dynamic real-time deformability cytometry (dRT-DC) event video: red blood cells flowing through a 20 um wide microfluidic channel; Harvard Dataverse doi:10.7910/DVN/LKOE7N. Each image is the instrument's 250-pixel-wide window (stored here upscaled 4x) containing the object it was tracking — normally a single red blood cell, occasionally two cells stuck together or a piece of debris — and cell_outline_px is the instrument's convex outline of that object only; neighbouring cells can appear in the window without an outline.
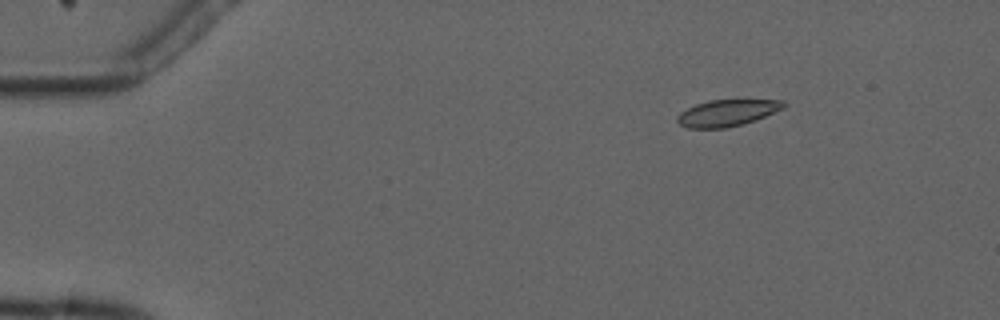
{"species": "common noctule bat (a hibernating species)", "species_latin": "Nyctalus noctula", "temperature_condition": "cold", "stored_images_in_passage": 9, "camera_frame_rate_fps": 3000, "um_per_image_px": 0.085, "animal": {"sex": "male", "forearm_length_mm": 52.5}, "frame": {"image": 1, "passage_image": 3, "time_ms": 2.333, "image_size_px": [1000, 320], "cell_outline_px": [[788, 104], [784, 108], [756, 120], [724, 128], [688, 128], [680, 124], [676, 120], [676, 116], [680, 112], [696, 104], [708, 100], [784, 100]], "centroid_in_image_um": [61.81, 9.59], "position_along_channel_um": 23.2, "area_um2": 16.42}}
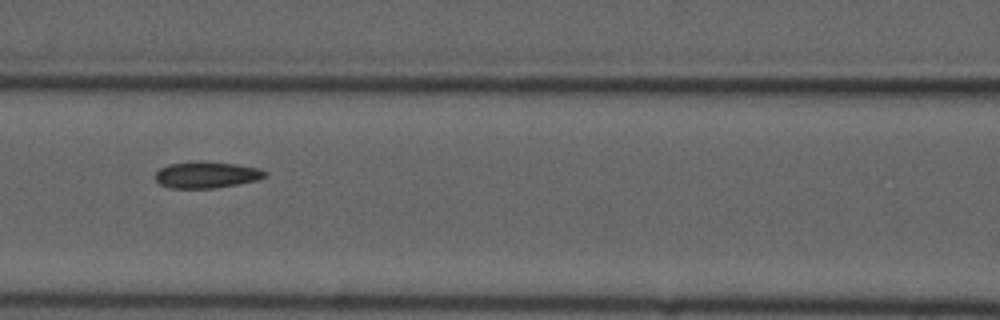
{"frame": {"image": 2, "passage_image": 8, "time_ms": 8.0, "image_size_px": [1000, 320], "cell_outline_px": [[268, 176], [256, 180], [216, 188], [168, 188], [160, 184], [156, 180], [156, 172], [160, 168], [168, 164], [192, 160], [196, 160], [236, 164], [260, 168], [268, 172]], "centroid_in_image_um": [17.55, 14.84], "position_along_channel_um": 149.0, "area_um2": 17.17}}
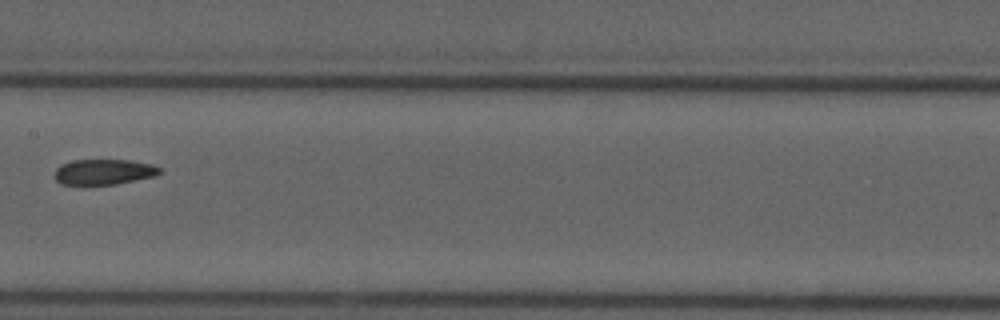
{"frame": {"image": 3, "passage_image": 9, "time_ms": 9.333, "image_size_px": [1000, 320], "cell_outline_px": [[164, 172], [156, 176], [116, 184], [60, 184], [52, 176], [56, 168], [60, 164], [72, 160], [128, 160], [152, 164], [160, 168]], "centroid_in_image_um": [8.82, 14.61], "position_along_channel_um": 198.6, "area_um2": 15.78}}